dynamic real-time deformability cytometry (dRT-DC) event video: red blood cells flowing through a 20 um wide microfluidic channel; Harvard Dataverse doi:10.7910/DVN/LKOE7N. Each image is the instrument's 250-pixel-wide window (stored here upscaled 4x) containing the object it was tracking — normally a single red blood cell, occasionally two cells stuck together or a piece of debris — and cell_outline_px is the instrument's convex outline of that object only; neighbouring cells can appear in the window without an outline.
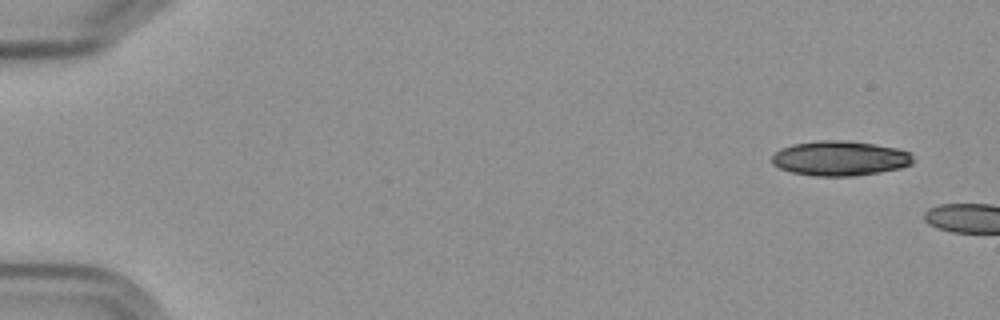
{"species": "Egyptian fruit bat (a non-hibernating species)", "species_latin": "Rousettus aegyptiacus", "temperature_condition": "cold", "stored_images_in_passage": 2, "camera_frame_rate_fps": 3000, "um_per_image_px": 0.085, "frame": {"image": 1, "passage_image": 1, "time_ms": 0.0, "image_size_px": [1000, 320], "cell_outline_px": [[912, 164], [900, 168], [880, 172], [852, 176], [816, 176], [792, 172], [780, 168], [772, 164], [772, 156], [780, 148], [792, 144], [820, 140], [844, 140], [900, 148], [908, 152], [912, 156]], "centroid_in_image_um": [71.38, 13.45], "position_along_channel_um": 13.6, "area_um2": 28.61}}